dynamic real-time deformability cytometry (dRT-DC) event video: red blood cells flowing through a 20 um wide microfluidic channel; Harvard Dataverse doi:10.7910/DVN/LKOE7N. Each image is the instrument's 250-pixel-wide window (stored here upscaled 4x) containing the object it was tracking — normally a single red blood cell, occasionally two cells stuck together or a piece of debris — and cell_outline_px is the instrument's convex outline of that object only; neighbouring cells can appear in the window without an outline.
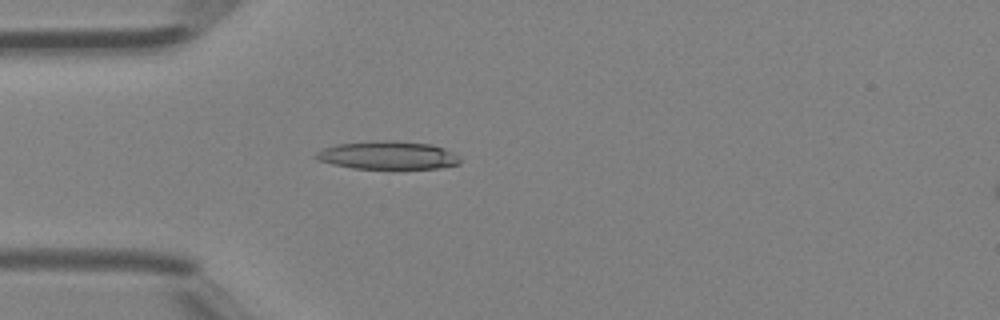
{"species": "Egyptian fruit bat (a non-hibernating species)", "species_latin": "Rousettus aegyptiacus", "temperature_condition": "room temperature", "stored_images_in_passage": 2, "camera_frame_rate_fps": 3000, "um_per_image_px": 0.085, "animal": {"sex": "female"}, "frame": {"image": 1, "passage_image": 2, "time_ms": 0.333, "image_size_px": [1000, 320], "cell_outline_px": [[460, 164], [440, 168], [352, 168], [332, 164], [320, 160], [312, 156], [316, 152], [324, 148], [336, 144], [380, 140], [396, 140], [432, 144], [444, 148], [460, 156]], "centroid_in_image_um": [32.98, 13.19], "position_along_channel_um": 52.0, "area_um2": 23.7}}